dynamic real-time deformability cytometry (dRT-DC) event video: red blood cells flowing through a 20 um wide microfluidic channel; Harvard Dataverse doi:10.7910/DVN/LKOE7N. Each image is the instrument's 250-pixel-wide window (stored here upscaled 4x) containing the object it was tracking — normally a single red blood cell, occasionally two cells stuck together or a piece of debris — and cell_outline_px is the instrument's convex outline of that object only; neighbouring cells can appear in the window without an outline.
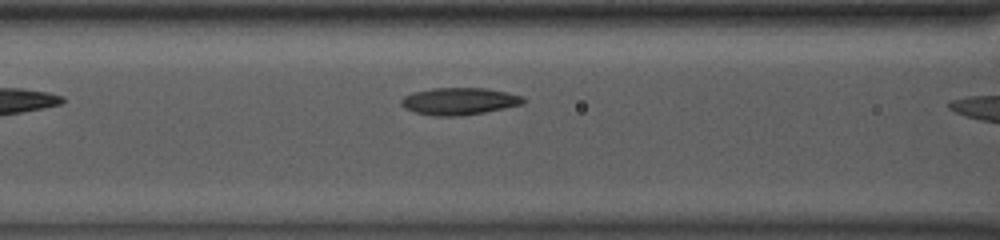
{"species": "common noctule bat (a hibernating species)", "species_latin": "Nyctalus noctula", "temperature_condition": "room temperature", "stored_images_in_passage": 8, "camera_frame_rate_fps": 3000, "um_per_image_px": 0.085, "animal": {"sex": "male", "body_mass_g": 13.0, "forearm_length_mm": 53.1}, "frame": {"image": 1, "passage_image": 7, "time_ms": 2.0, "image_size_px": [1000, 240], "cell_outline_px": [[528, 100], [524, 104], [484, 112], [456, 116], [432, 116], [416, 112], [404, 108], [400, 104], [400, 100], [404, 96], [412, 92], [432, 88], [488, 88], [508, 92], [524, 96]], "centroid_in_image_um": [39.06, 8.59], "position_along_channel_um": 127.5, "area_um2": 19.54}}